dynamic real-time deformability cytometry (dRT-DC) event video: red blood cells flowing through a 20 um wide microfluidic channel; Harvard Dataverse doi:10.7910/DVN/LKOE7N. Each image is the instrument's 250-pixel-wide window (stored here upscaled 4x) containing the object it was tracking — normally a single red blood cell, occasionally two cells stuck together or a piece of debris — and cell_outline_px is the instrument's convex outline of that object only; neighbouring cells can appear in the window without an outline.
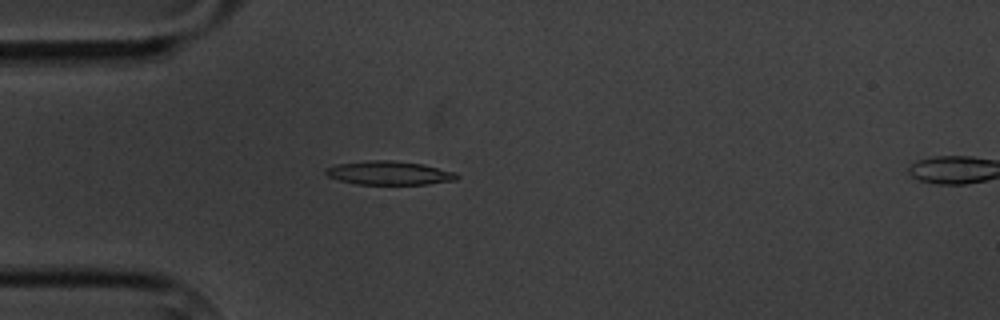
{"species": "common noctule bat (a hibernating species)", "species_latin": "Nyctalus noctula", "temperature_condition": "cold", "stored_images_in_passage": 4, "camera_frame_rate_fps": 3000, "um_per_image_px": 0.085, "animal": {"sex": "male", "body_mass_g": 20.1, "forearm_length_mm": 53.5}, "frame": {"image": 1, "passage_image": 3, "time_ms": 3.333, "image_size_px": [1000, 320], "cell_outline_px": [[460, 176], [456, 180], [428, 184], [356, 184], [340, 180], [328, 176], [324, 172], [324, 168], [336, 164], [368, 160], [392, 160], [424, 164], [456, 172]], "centroid_in_image_um": [33.09, 14.69], "position_along_channel_um": 51.9, "area_um2": 18.26}}